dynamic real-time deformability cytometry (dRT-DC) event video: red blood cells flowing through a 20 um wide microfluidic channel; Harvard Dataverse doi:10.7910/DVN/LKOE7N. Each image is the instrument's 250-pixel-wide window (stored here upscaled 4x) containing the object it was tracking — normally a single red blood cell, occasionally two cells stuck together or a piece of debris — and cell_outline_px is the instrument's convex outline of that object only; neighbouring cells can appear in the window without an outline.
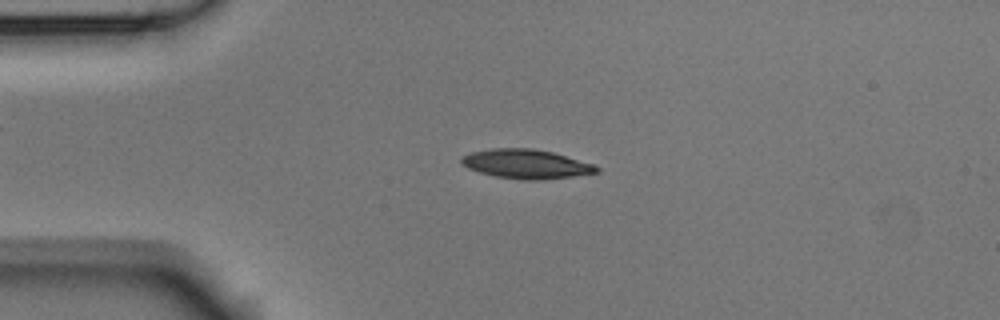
{"species": "Egyptian fruit bat (a non-hibernating species)", "species_latin": "Rousettus aegyptiacus", "temperature_condition": "room temperature", "stored_images_in_passage": 6, "camera_frame_rate_fps": 3000, "um_per_image_px": 0.085, "animal": {"sex": "male"}, "frame": {"image": 1, "passage_image": 3, "time_ms": 0.667, "image_size_px": [1000, 320], "cell_outline_px": [[600, 172], [572, 176], [536, 180], [528, 180], [496, 176], [480, 172], [468, 168], [460, 164], [460, 156], [472, 152], [492, 148], [532, 148], [552, 152], [592, 164], [600, 168]], "centroid_in_image_um": [44.68, 13.93], "position_along_channel_um": 40.3, "area_um2": 22.77}}
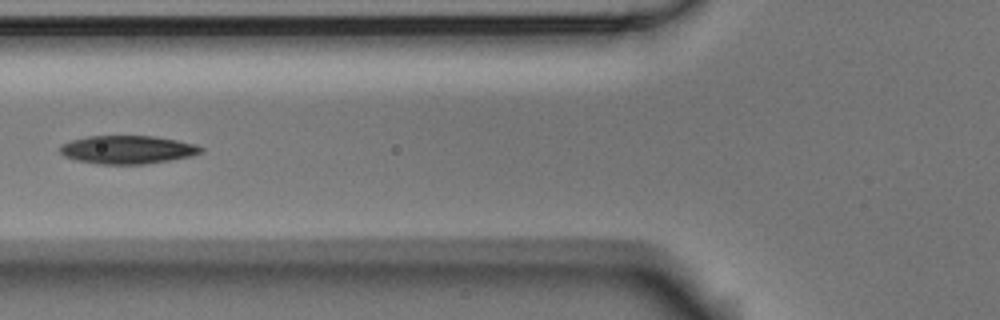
{"frame": {"image": 2, "passage_image": 5, "time_ms": 1.333, "image_size_px": [1000, 320], "cell_outline_px": [[204, 152], [192, 156], [144, 164], [96, 164], [76, 160], [64, 156], [60, 152], [60, 144], [72, 140], [88, 136], [152, 136], [176, 140], [196, 144], [204, 148]], "centroid_in_image_um": [10.84, 12.72], "position_along_channel_um": 115.0, "area_um2": 23.24}}
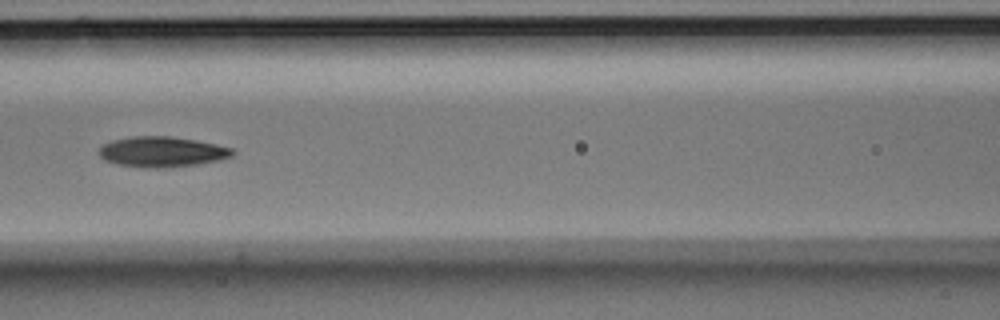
{"frame": {"image": 3, "passage_image": 6, "time_ms": 1.667, "image_size_px": [1000, 320], "cell_outline_px": [[236, 152], [232, 156], [216, 160], [196, 164], [164, 168], [156, 168], [120, 164], [104, 160], [100, 156], [100, 148], [104, 144], [112, 140], [132, 136], [172, 136], [196, 140], [216, 144], [232, 148]], "centroid_in_image_um": [13.79, 12.89], "position_along_channel_um": 152.8, "area_um2": 23.35}}